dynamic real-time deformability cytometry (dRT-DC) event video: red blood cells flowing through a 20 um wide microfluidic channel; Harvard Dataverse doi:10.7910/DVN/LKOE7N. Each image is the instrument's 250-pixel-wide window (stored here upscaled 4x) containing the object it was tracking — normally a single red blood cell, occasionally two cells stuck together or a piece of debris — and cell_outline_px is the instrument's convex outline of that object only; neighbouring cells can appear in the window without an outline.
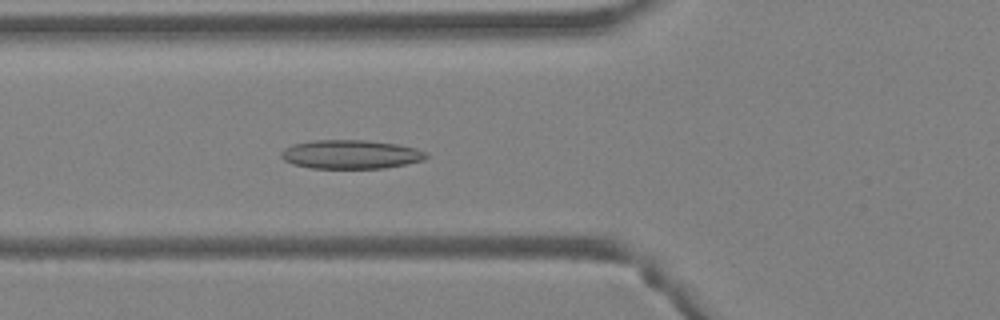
{"species": "Egyptian fruit bat (a non-hibernating species)", "species_latin": "Rousettus aegyptiacus", "temperature_condition": "warm", "stored_images_in_passage": 44, "camera_frame_rate_fps": 3000, "um_per_image_px": 0.085, "animal": {"sex": "female"}, "frame": {"image": 1, "passage_image": 16, "time_ms": 5.0, "image_size_px": [1000, 320], "cell_outline_px": [[428, 156], [424, 160], [384, 168], [312, 168], [292, 164], [284, 160], [280, 156], [280, 152], [284, 148], [292, 144], [312, 140], [364, 140], [400, 144], [416, 148], [428, 152]], "centroid_in_image_um": [29.81, 13.11], "position_along_channel_um": 96.0, "area_um2": 24.57}}
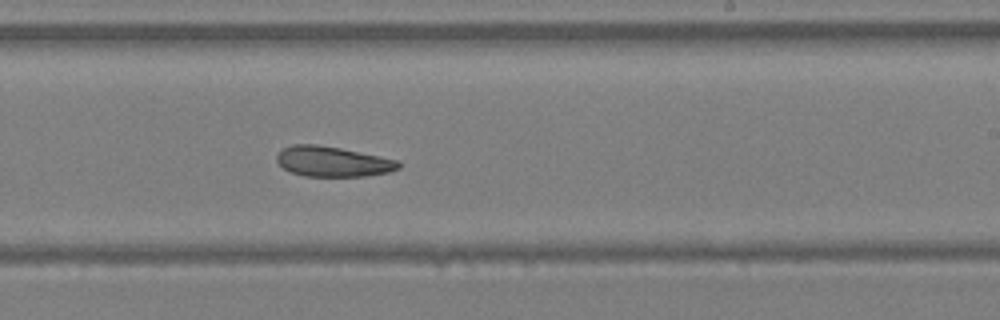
{"frame": {"image": 2, "passage_image": 27, "time_ms": 8.667, "image_size_px": [1000, 320], "cell_outline_px": [[400, 168], [388, 172], [364, 176], [304, 176], [292, 172], [284, 168], [276, 160], [276, 156], [284, 148], [292, 144], [316, 144], [340, 148], [400, 160]], "centroid_in_image_um": [28.3, 13.73], "position_along_channel_um": 260.7, "area_um2": 21.33}}
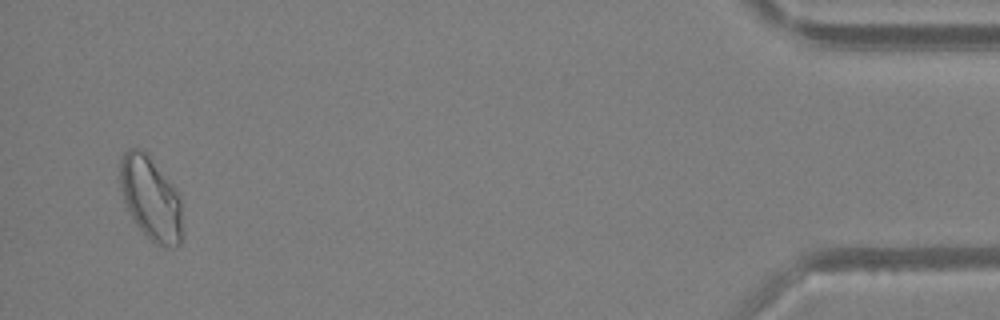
{"frame": {"image": 3, "passage_image": 43, "time_ms": 14.0, "image_size_px": [1000, 320], "cell_outline_px": [[184, 232], [180, 244], [176, 248], [156, 244], [136, 224], [124, 200], [120, 184], [120, 156], [128, 148], [140, 148], [148, 156], [180, 196]], "centroid_in_image_um": [12.84, 16.9], "position_along_channel_um": 422.4, "area_um2": 30.0}, "authors_computed_cell_mechanics": {"area_um2": 24.7095, "velocity_mm_per_s": 4.5049, "shape_relaxation_time_tau1_ms": null, "shape_relaxation_time_tau2_ms": 4.8481, "deformation_change_tau1": null, "deformation_change_tau2": 0.1294}}